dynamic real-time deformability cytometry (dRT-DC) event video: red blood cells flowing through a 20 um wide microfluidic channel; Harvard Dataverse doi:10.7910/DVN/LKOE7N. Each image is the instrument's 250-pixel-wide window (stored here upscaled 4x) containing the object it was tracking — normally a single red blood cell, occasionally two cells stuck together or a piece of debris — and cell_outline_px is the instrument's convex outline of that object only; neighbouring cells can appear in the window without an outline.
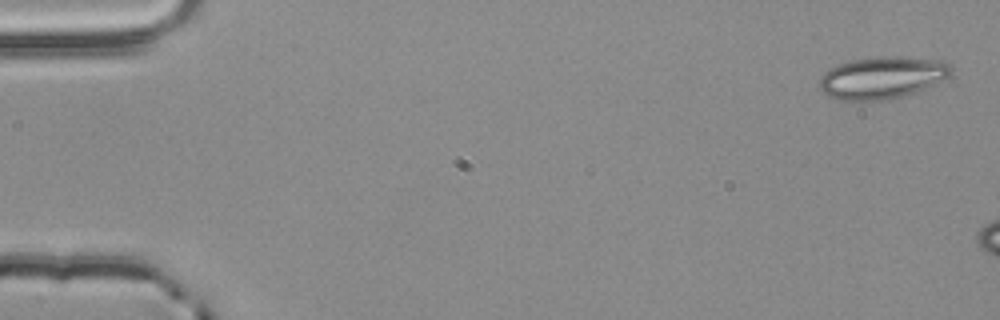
{"species": "common noctule bat (a hibernating species)", "species_latin": "Nyctalus noctula", "temperature_condition": "room temperature", "stored_images_in_passage": 3, "camera_frame_rate_fps": 3000, "um_per_image_px": 0.085, "animal": {"sex": "male", "body_mass_g": 20.4}, "frame": {"image": 1, "passage_image": 1, "time_ms": 0.0, "image_size_px": [1000, 320], "cell_outline_px": [[952, 68], [948, 76], [908, 96], [884, 100], [840, 100], [828, 96], [820, 88], [820, 76], [828, 68], [848, 60], [876, 56], [900, 56], [940, 60], [948, 64]], "centroid_in_image_um": [74.93, 6.59], "position_along_channel_um": 10.1, "area_um2": 32.43}}